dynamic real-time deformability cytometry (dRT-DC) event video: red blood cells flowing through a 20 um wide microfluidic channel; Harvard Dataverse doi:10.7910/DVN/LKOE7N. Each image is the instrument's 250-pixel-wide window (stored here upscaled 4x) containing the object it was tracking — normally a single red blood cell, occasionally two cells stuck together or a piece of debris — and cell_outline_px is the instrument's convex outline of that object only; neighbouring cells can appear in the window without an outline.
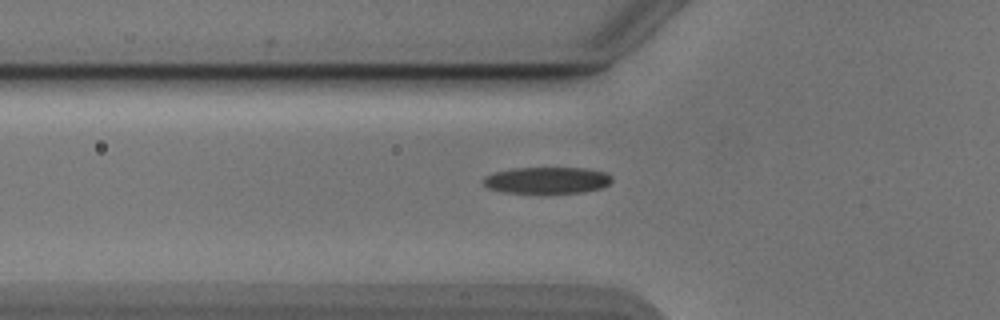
{"species": "Egyptian fruit bat (a non-hibernating species)", "species_latin": "Rousettus aegyptiacus", "temperature_condition": "cold", "stored_images_in_passage": 47, "camera_frame_rate_fps": 3000, "um_per_image_px": 0.085, "animal": {"sex": "male"}, "frame": {"image": 1, "passage_image": 18, "time_ms": 5.667, "image_size_px": [1000, 320], "cell_outline_px": [[612, 180], [608, 184], [600, 188], [584, 192], [544, 196], [540, 196], [504, 192], [488, 188], [480, 180], [484, 176], [492, 172], [512, 168], [584, 168], [604, 172], [612, 176]], "centroid_in_image_um": [46.43, 15.37], "position_along_channel_um": 79.4, "area_um2": 20.98}}
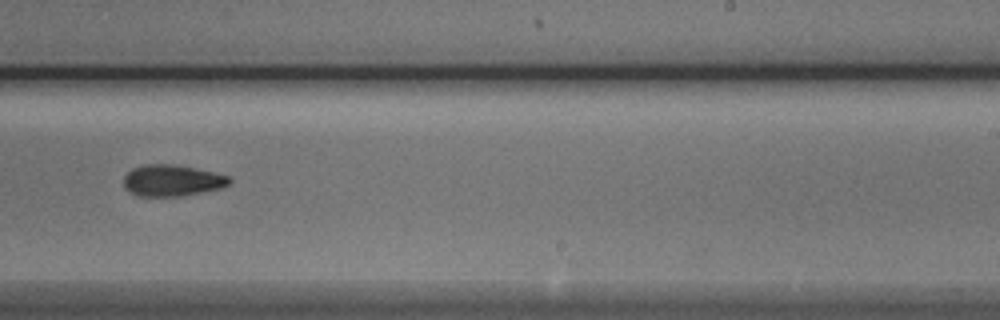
{"frame": {"image": 2, "passage_image": 33, "time_ms": 10.667, "image_size_px": [1000, 320], "cell_outline_px": [[232, 180], [228, 184], [220, 188], [184, 196], [136, 196], [128, 192], [124, 188], [124, 176], [132, 168], [144, 164], [172, 164], [196, 168], [228, 176]], "centroid_in_image_um": [14.58, 15.35], "position_along_channel_um": 274.4, "area_um2": 19.42}}
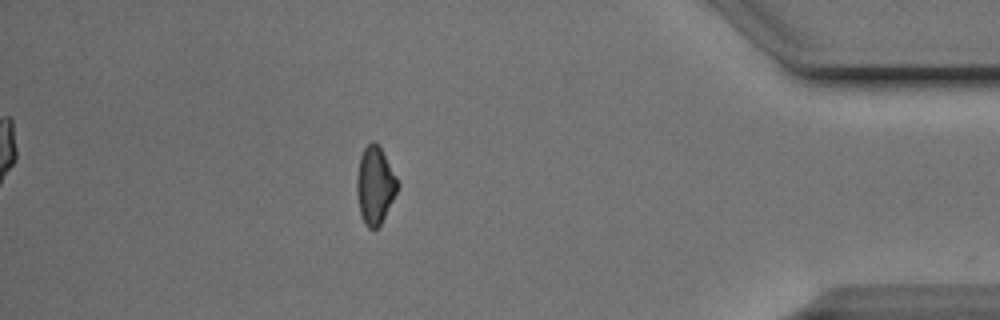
{"frame": {"image": 3, "passage_image": 46, "time_ms": 15.0, "image_size_px": [1000, 320], "cell_outline_px": [[400, 184], [380, 224], [376, 228], [368, 228], [364, 224], [360, 212], [356, 196], [356, 176], [360, 156], [364, 148], [372, 140], [380, 148], [396, 176]], "centroid_in_image_um": [31.84, 15.75], "position_along_channel_um": 403.4, "area_um2": 18.15}}